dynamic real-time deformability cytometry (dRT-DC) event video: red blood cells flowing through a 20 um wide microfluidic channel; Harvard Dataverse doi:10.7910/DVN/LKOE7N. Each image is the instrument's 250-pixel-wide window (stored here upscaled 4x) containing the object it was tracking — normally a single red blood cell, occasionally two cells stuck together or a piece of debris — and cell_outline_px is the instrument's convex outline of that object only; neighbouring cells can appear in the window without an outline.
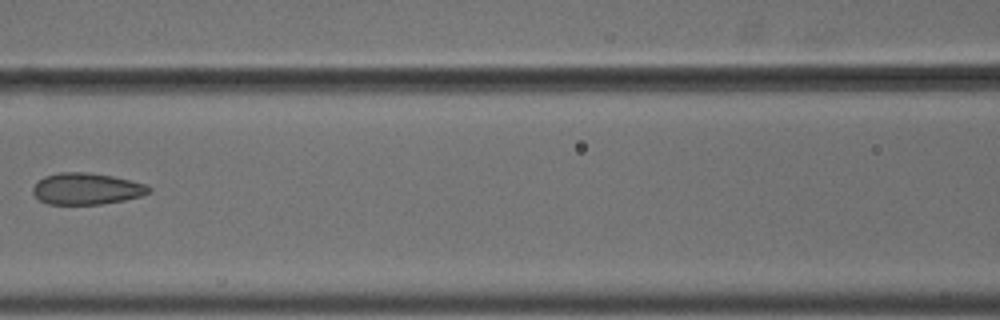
{"species": "common noctule bat (a hibernating species)", "species_latin": "Nyctalus noctula", "temperature_condition": "cold", "stored_images_in_passage": 8, "camera_frame_rate_fps": 3000, "um_per_image_px": 0.085, "animal": {"sex": "male", "body_mass_g": 18.8}, "frame": {"image": 1, "passage_image": 7, "time_ms": 2.0, "image_size_px": [1000, 320], "cell_outline_px": [[152, 192], [140, 196], [124, 200], [100, 204], [48, 204], [40, 200], [32, 192], [32, 188], [44, 176], [60, 172], [88, 172], [112, 176], [144, 184], [152, 188]], "centroid_in_image_um": [7.36, 16.04], "position_along_channel_um": 159.2, "area_um2": 21.15}}
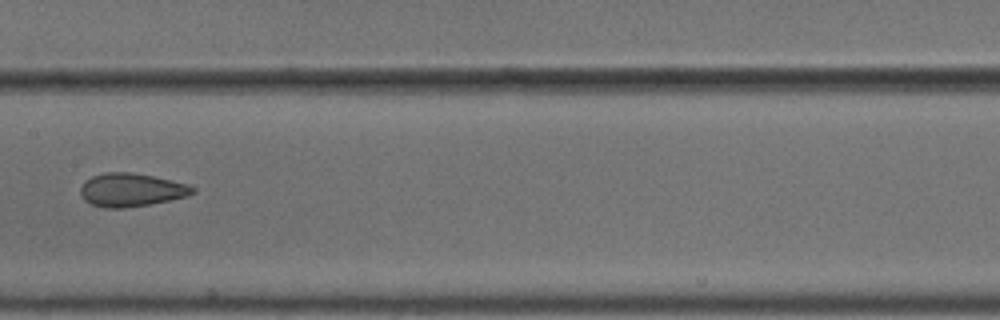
{"frame": {"image": 2, "passage_image": 8, "time_ms": 2.333, "image_size_px": [1000, 320], "cell_outline_px": [[196, 192], [188, 196], [148, 204], [124, 208], [104, 208], [92, 204], [84, 200], [80, 192], [80, 188], [92, 176], [108, 172], [128, 172], [152, 176], [172, 180], [188, 184], [196, 188]], "centroid_in_image_um": [11.18, 16.14], "position_along_channel_um": 196.2, "area_um2": 21.56}}